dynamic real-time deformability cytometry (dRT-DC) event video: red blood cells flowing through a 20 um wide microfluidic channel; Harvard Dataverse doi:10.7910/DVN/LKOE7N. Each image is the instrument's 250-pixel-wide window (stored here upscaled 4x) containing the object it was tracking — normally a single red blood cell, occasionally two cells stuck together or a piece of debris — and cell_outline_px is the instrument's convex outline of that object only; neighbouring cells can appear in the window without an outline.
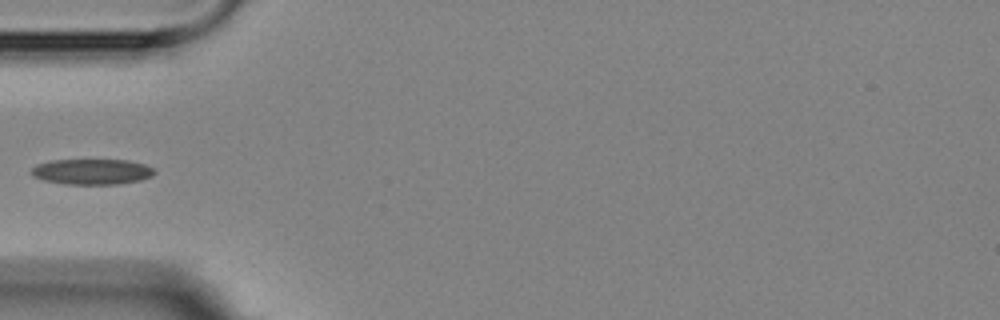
{"species": "Egyptian fruit bat (a non-hibernating species)", "species_latin": "Rousettus aegyptiacus", "temperature_condition": "room temperature", "stored_images_in_passage": 6, "camera_frame_rate_fps": 3000, "um_per_image_px": 0.085, "animal": {"sex": "female"}, "frame": {"image": 1, "passage_image": 6, "time_ms": 5.667, "image_size_px": [1000, 320], "cell_outline_px": [[156, 172], [152, 176], [140, 180], [116, 184], [64, 184], [44, 180], [32, 176], [28, 172], [36, 164], [48, 160], [128, 160], [144, 164], [152, 168]], "centroid_in_image_um": [7.76, 14.59], "position_along_channel_um": 77.2, "area_um2": 18.44}}